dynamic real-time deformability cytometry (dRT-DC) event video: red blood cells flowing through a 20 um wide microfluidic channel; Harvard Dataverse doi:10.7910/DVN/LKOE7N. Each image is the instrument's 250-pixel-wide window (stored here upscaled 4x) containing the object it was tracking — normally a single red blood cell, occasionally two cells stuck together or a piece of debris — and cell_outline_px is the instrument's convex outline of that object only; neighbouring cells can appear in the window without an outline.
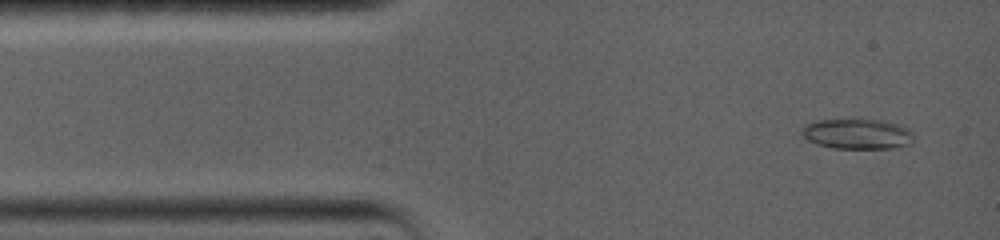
{"species": "common noctule bat (a hibernating species)", "species_latin": "Nyctalus noctula", "temperature_condition": "warm", "stored_images_in_passage": 50, "camera_frame_rate_fps": 5000, "um_per_image_px": 0.085, "animal": {"sex": "female", "body_mass_g": 19.0, "forearm_length_mm": 56.7}, "frame": {"image": 1, "passage_image": 2, "time_ms": 0.4, "image_size_px": [1000, 240], "cell_outline_px": [[912, 144], [892, 148], [832, 148], [816, 144], [808, 140], [800, 132], [800, 128], [804, 124], [816, 120], [880, 120], [896, 124], [908, 128], [912, 132]], "centroid_in_image_um": [72.83, 11.39], "position_along_channel_um": 12.2, "area_um2": 19.71}}
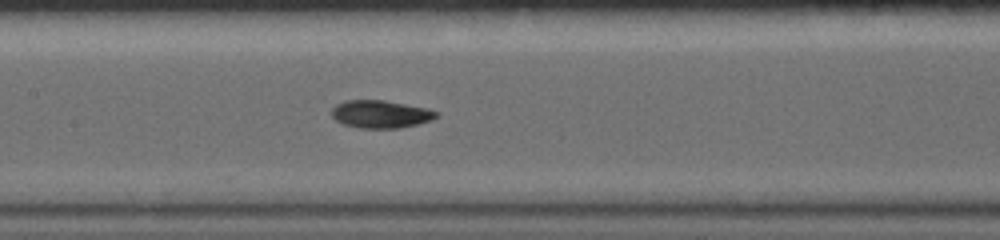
{"frame": {"image": 2, "passage_image": 17, "time_ms": 6.4, "image_size_px": [1000, 240], "cell_outline_px": [[440, 112], [432, 120], [400, 128], [360, 128], [344, 124], [336, 120], [332, 116], [332, 108], [336, 104], [344, 100], [384, 100], [424, 108]], "centroid_in_image_um": [32.32, 9.7], "position_along_channel_um": 175.1, "area_um2": 16.76}}
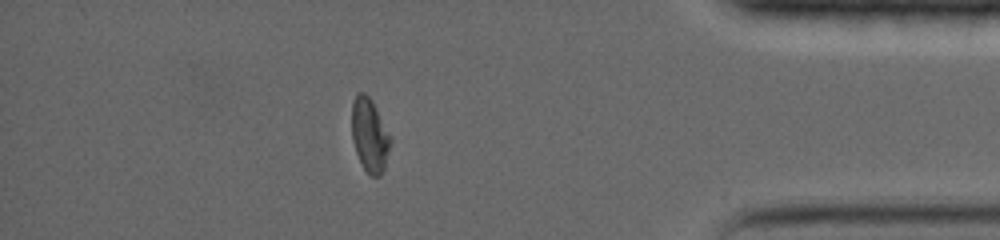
{"frame": {"image": 3, "passage_image": 37, "time_ms": 13.6, "image_size_px": [1000, 240], "cell_outline_px": [[392, 140], [384, 168], [380, 176], [372, 176], [364, 168], [356, 152], [352, 140], [352, 104], [356, 92], [364, 92], [372, 100], [392, 136]], "centroid_in_image_um": [31.43, 11.45], "position_along_channel_um": 403.8, "area_um2": 16.7}, "authors_computed_cell_mechanics": {"area_um2": 16.8198, "velocity_mm_per_s": 3.6701, "shape_relaxation_time_tau1_ms": 6.8355, "shape_relaxation_time_tau2_ms": 3.4194, "deformation_change_tau1": 0.2155, "deformation_change_tau2": 0.0459}}